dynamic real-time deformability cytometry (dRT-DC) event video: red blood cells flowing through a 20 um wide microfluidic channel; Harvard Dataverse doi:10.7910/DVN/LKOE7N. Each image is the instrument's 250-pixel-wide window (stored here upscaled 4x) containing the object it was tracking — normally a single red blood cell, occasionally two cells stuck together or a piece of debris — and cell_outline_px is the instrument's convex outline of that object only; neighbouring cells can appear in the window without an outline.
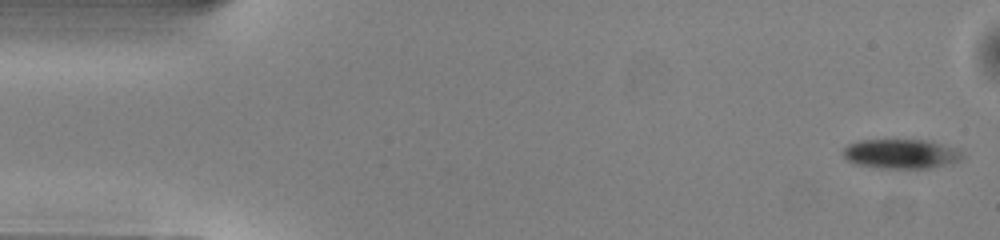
{"species": "common noctule bat (a hibernating species)", "species_latin": "Nyctalus noctula", "temperature_condition": "warm", "stored_images_in_passage": 50, "camera_frame_rate_fps": 3000, "um_per_image_px": 0.085, "animal": {"sex": "male", "body_mass_g": 13.0, "forearm_length_mm": 53.1}, "frame": {"image": 1, "passage_image": 1, "time_ms": 0.0, "image_size_px": [1000, 240], "cell_outline_px": [[964, 156], [960, 160], [952, 164], [932, 168], [880, 168], [856, 164], [848, 160], [844, 156], [844, 148], [848, 144], [860, 140], [924, 140], [960, 148], [964, 152]], "centroid_in_image_um": [76.67, 13.08], "position_along_channel_um": 8.3, "area_um2": 20.69}}
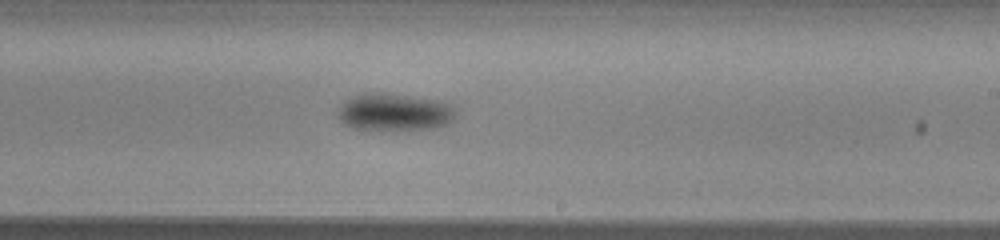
{"frame": {"image": 2, "passage_image": 29, "time_ms": 9.333, "image_size_px": [1000, 240], "cell_outline_px": [[456, 112], [452, 120], [444, 124], [432, 128], [352, 128], [344, 124], [340, 120], [336, 112], [340, 104], [348, 96], [364, 92], [384, 92], [440, 100], [448, 104]], "centroid_in_image_um": [33.42, 9.47], "position_along_channel_um": 255.6, "area_um2": 25.43}}
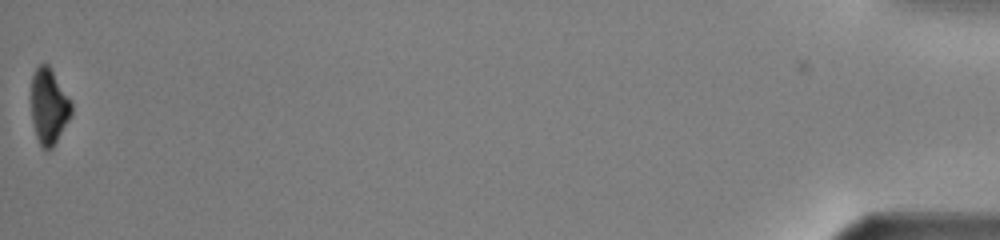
{"frame": {"image": 3, "passage_image": 50, "time_ms": 16.333, "image_size_px": [1000, 240], "cell_outline_px": [[72, 116], [52, 148], [44, 148], [40, 144], [36, 136], [32, 120], [32, 76], [36, 68], [40, 64], [48, 64], [72, 100]], "centroid_in_image_um": [4.19, 9.02], "position_along_channel_um": 431.0, "area_um2": 17.69}, "authors_computed_cell_mechanics": {"area_um2": 22.6287, "velocity_mm_per_s": 4.0415, "shape_relaxation_time_tau1_ms": 1.7583, "shape_relaxation_time_tau2_ms": null, "deformation_change_tau1": 0.0815, "deformation_change_tau2": null}}